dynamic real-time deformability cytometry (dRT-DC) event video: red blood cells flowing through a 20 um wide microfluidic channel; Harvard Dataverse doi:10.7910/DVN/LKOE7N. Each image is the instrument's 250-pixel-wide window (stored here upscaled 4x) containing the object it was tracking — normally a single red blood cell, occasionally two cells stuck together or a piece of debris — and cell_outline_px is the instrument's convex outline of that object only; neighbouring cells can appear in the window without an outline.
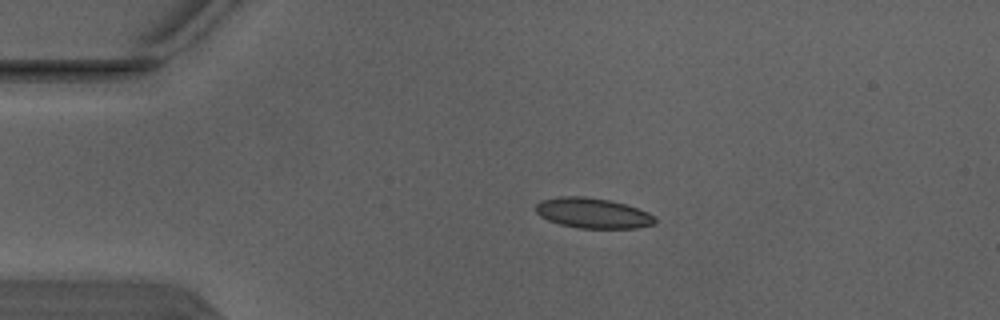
{"species": "Egyptian fruit bat (a non-hibernating species)", "species_latin": "Rousettus aegyptiacus", "temperature_condition": "warm", "stored_images_in_passage": 2, "camera_frame_rate_fps": 3000, "um_per_image_px": 0.085, "animal": {"sex": "male"}, "frame": {"image": 1, "passage_image": 2, "time_ms": 0.333, "image_size_px": [1000, 320], "cell_outline_px": [[656, 224], [636, 228], [580, 228], [560, 224], [548, 220], [540, 216], [536, 212], [536, 204], [540, 200], [560, 196], [584, 196], [608, 200], [624, 204], [648, 212], [656, 220]], "centroid_in_image_um": [50.36, 18.11], "position_along_channel_um": 34.6, "area_um2": 20.92}}